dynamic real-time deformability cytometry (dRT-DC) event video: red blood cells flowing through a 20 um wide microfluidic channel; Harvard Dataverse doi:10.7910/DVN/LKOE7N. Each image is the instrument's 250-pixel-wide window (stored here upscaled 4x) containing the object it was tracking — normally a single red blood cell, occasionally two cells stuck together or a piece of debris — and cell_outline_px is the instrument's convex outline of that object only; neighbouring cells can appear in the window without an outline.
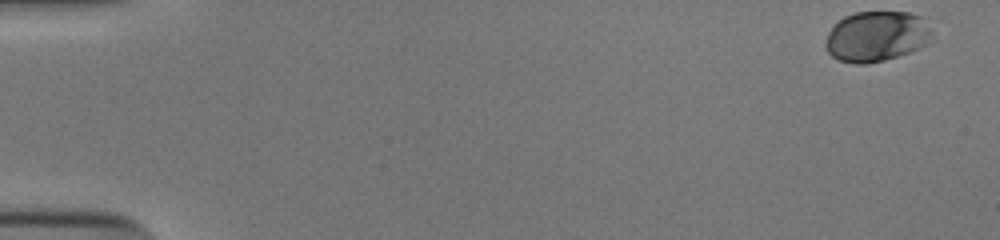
{"species": "human", "species_latin": "Homo sapiens", "temperature_condition": "cold", "stored_images_in_passage": 44, "camera_frame_rate_fps": 3000, "um_per_image_px": 0.085, "donor": {"sex": "male"}, "frame": {"image": 1, "passage_image": 1, "time_ms": 0.0, "image_size_px": [1000, 240], "cell_outline_px": [[932, 36], [920, 48], [884, 60], [864, 64], [856, 64], [840, 60], [832, 56], [828, 52], [824, 44], [828, 32], [844, 16], [856, 12], [908, 12], [920, 16], [932, 32]], "centroid_in_image_um": [74.47, 3.09], "position_along_channel_um": 10.5, "area_um2": 30.92}}
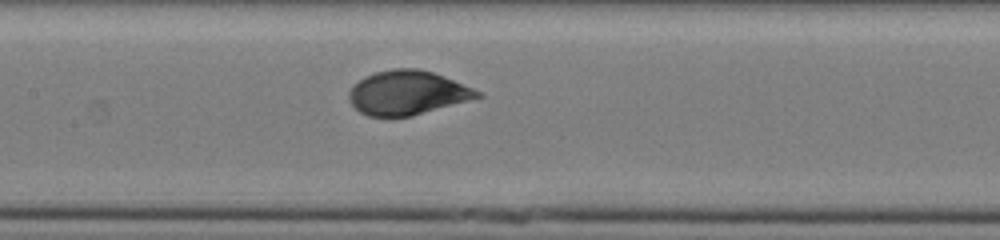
{"frame": {"image": 2, "passage_image": 26, "time_ms": 8.333, "image_size_px": [1000, 240], "cell_outline_px": [[484, 96], [412, 116], [368, 116], [360, 112], [352, 104], [348, 96], [348, 92], [352, 84], [364, 76], [376, 72], [392, 68], [416, 68], [432, 72], [444, 76], [484, 92]], "centroid_in_image_um": [34.63, 7.87], "position_along_channel_um": 172.8, "area_um2": 33.18}}
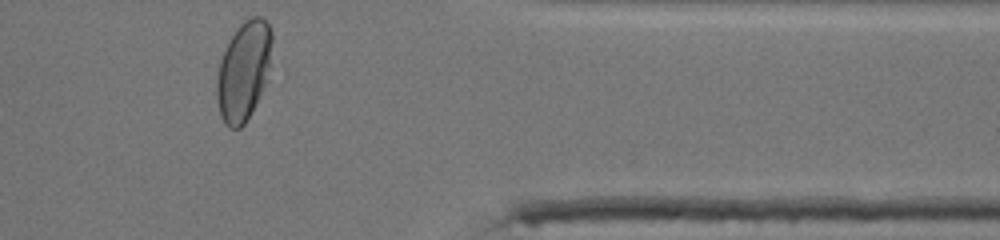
{"frame": {"image": 3, "passage_image": 44, "time_ms": 14.333, "image_size_px": [1000, 240], "cell_outline_px": [[272, 40], [268, 80], [256, 104], [244, 124], [240, 128], [228, 128], [224, 124], [220, 112], [216, 96], [216, 80], [220, 60], [236, 28], [244, 20], [252, 16], [260, 16], [268, 24], [272, 32]], "centroid_in_image_um": [20.72, 6.04], "position_along_channel_um": 390.7, "area_um2": 31.96}, "authors_computed_cell_mechanics": {"area_um2": 31.4432, "velocity_mm_per_s": 3.8924, "shape_relaxation_time_tau1_ms": 6.0174, "shape_relaxation_time_tau2_ms": null, "deformation_change_tau1": 0.1981, "deformation_change_tau2": null}}